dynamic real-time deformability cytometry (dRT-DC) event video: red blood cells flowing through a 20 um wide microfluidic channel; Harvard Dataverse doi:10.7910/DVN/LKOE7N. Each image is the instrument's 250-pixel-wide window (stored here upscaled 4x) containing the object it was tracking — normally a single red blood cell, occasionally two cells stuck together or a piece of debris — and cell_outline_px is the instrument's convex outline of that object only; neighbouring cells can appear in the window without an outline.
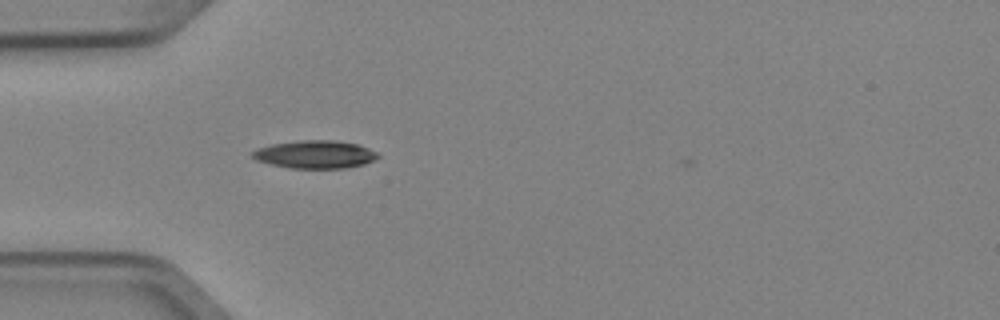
{"species": "Egyptian fruit bat (a non-hibernating species)", "species_latin": "Rousettus aegyptiacus", "temperature_condition": "cold", "stored_images_in_passage": 1, "camera_frame_rate_fps": 3000, "um_per_image_px": 0.085, "animal": {"sex": "female"}, "frame": {"image": 1, "passage_image": 1, "time_ms": 0.0, "image_size_px": [1000, 320], "cell_outline_px": [[380, 156], [364, 164], [344, 168], [292, 168], [272, 164], [256, 160], [252, 156], [252, 152], [260, 148], [272, 144], [300, 140], [336, 140], [356, 144], [368, 148], [376, 152]], "centroid_in_image_um": [26.79, 13.12], "position_along_channel_um": 58.2, "area_um2": 20.11}}